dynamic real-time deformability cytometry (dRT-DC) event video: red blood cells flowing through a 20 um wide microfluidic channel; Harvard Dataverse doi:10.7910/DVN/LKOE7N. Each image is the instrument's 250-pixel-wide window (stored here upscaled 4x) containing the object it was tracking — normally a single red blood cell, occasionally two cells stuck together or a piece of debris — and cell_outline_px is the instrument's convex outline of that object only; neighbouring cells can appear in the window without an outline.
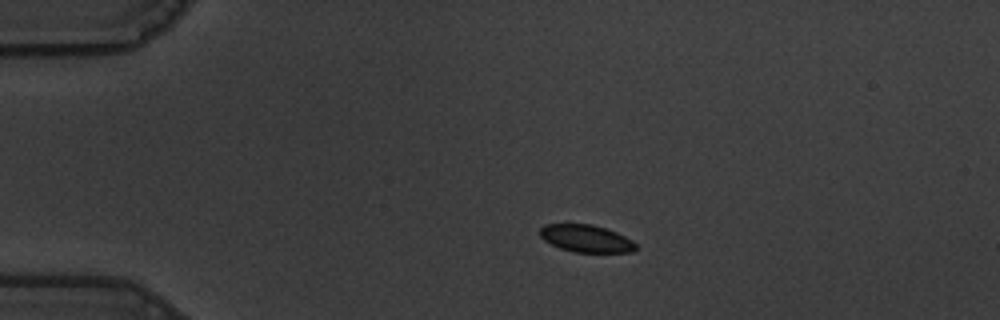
{"species": "common noctule bat (a hibernating species)", "species_latin": "Nyctalus noctula", "temperature_condition": "warm", "stored_images_in_passage": 46, "camera_frame_rate_fps": 3000, "um_per_image_px": 0.085, "animal": {"sex": "male", "body_mass_g": 19.5, "forearm_length_mm": 54.6}, "frame": {"image": 1, "passage_image": 1, "time_ms": 0.0, "image_size_px": [1000, 320], "cell_outline_px": [[636, 248], [632, 252], [572, 252], [560, 248], [544, 240], [540, 236], [540, 228], [544, 224], [568, 220], [592, 224], [616, 232], [632, 240], [636, 244]], "centroid_in_image_um": [49.74, 20.21], "position_along_channel_um": 35.3, "area_um2": 15.9}}
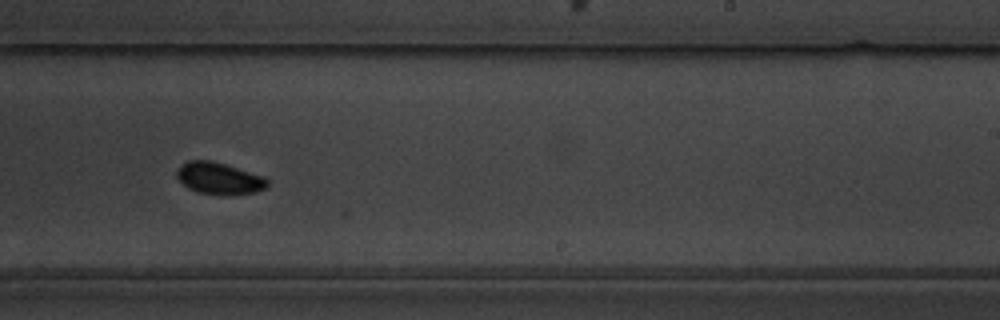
{"frame": {"image": 2, "passage_image": 25, "time_ms": 8.0, "image_size_px": [1000, 320], "cell_outline_px": [[268, 188], [256, 192], [232, 196], [220, 196], [196, 192], [188, 188], [176, 176], [176, 172], [188, 160], [212, 160], [264, 176], [268, 180]], "centroid_in_image_um": [18.68, 15.19], "position_along_channel_um": 270.3, "area_um2": 17.11}}
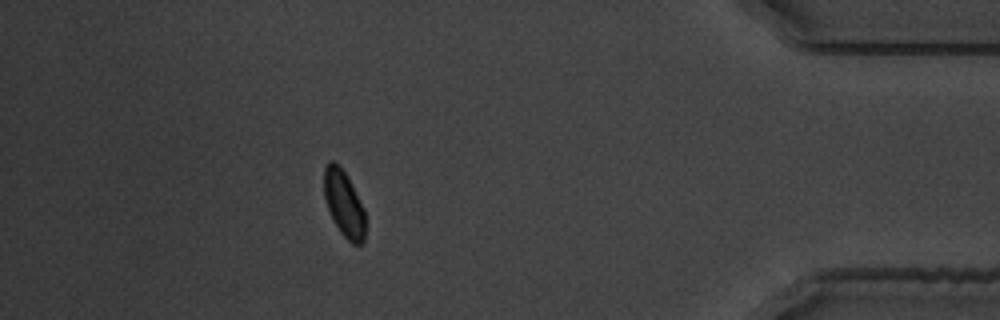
{"frame": {"image": 3, "passage_image": 40, "time_ms": 13.0, "image_size_px": [1000, 320], "cell_outline_px": [[364, 240], [360, 244], [352, 244], [340, 232], [328, 208], [324, 196], [324, 168], [328, 160], [332, 160], [340, 164], [364, 212]], "centroid_in_image_um": [29.19, 17.29], "position_along_channel_um": 406.0, "area_um2": 15.32}, "authors_computed_cell_mechanics": {"area_um2": 16.3574, "velocity_mm_per_s": 3.5446, "shape_relaxation_time_tau1_ms": 7.572, "shape_relaxation_time_tau2_ms": null, "deformation_change_tau1": 0.1331, "deformation_change_tau2": null}}